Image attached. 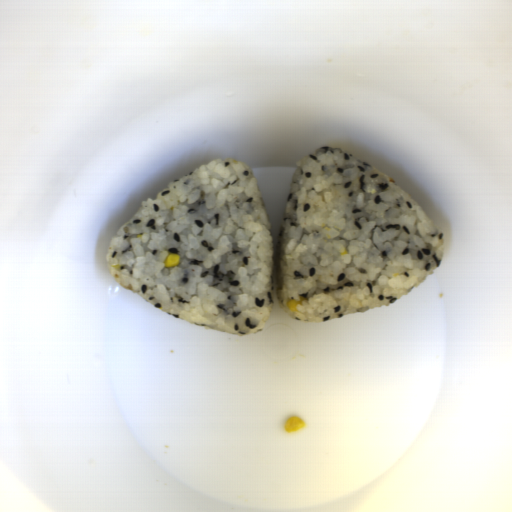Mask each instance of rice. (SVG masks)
Wrapping results in <instances>:
<instances>
[{"mask_svg":"<svg viewBox=\"0 0 512 512\" xmlns=\"http://www.w3.org/2000/svg\"><path fill=\"white\" fill-rule=\"evenodd\" d=\"M444 251L426 211L385 174L321 146L296 163L275 244L252 168L221 158L142 202L106 259L117 282L160 310L242 336L265 329L275 303L299 322L393 304ZM169 254L179 265L164 266Z\"/></svg>","mask_w":512,"mask_h":512,"instance_id":"1","label":"rice"}]
</instances>
